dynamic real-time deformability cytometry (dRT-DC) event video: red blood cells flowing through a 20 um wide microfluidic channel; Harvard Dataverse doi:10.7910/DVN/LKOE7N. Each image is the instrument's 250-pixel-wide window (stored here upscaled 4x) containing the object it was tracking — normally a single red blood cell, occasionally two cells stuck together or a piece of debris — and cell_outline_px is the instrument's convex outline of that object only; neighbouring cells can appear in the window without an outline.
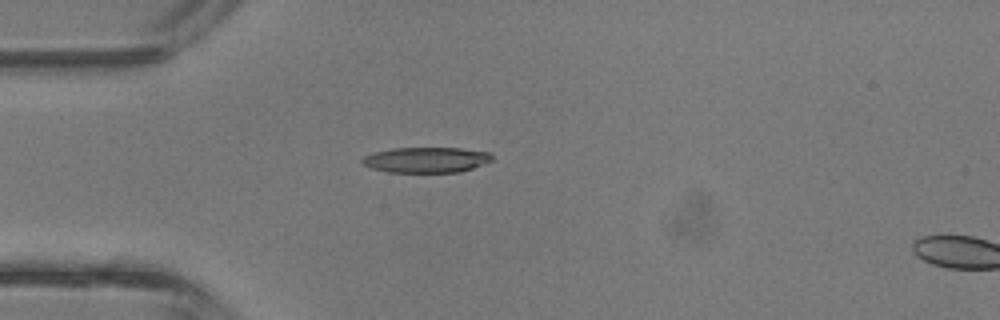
{"species": "common noctule bat (a hibernating species)", "species_latin": "Nyctalus noctula", "temperature_condition": "room temperature", "stored_images_in_passage": 3, "camera_frame_rate_fps": 3000, "um_per_image_px": 0.085, "animal": {"sex": "male", "body_mass_g": 13.3}, "frame": {"image": 1, "passage_image": 1, "time_ms": 0.0, "image_size_px": [1000, 320], "cell_outline_px": [[492, 160], [472, 168], [460, 172], [388, 172], [372, 168], [364, 164], [360, 160], [364, 156], [372, 152], [392, 148], [460, 148], [488, 152], [492, 156]], "centroid_in_image_um": [36.19, 13.58], "position_along_channel_um": 48.8, "area_um2": 19.19}}